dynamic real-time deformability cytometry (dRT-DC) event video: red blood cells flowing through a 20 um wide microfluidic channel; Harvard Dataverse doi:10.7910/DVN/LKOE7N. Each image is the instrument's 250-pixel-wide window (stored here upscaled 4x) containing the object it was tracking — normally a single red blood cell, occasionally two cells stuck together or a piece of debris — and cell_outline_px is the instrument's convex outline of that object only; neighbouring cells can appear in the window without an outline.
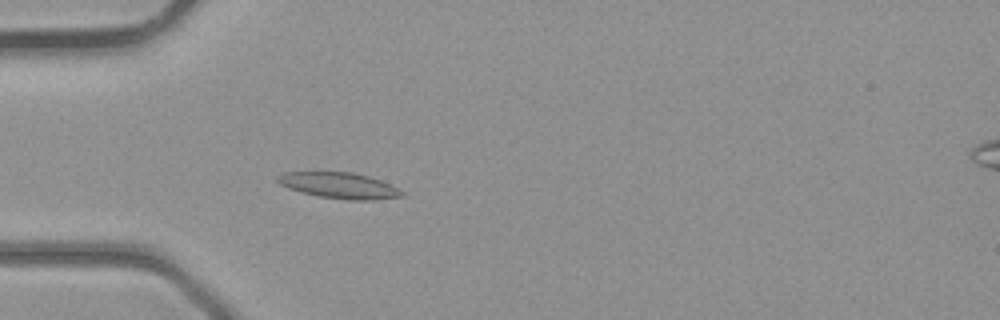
{"species": "common noctule bat (a hibernating species)", "species_latin": "Nyctalus noctula", "temperature_condition": "room temperature", "stored_images_in_passage": 40, "camera_frame_rate_fps": 3000, "um_per_image_px": 0.085, "animal": {"sex": "male", "body_mass_g": 23.1, "forearm_length_mm": 52.7}, "frame": {"image": 1, "passage_image": 12, "time_ms": 3.667, "image_size_px": [1000, 320], "cell_outline_px": [[404, 196], [376, 200], [348, 200], [320, 196], [288, 188], [280, 184], [276, 180], [276, 176], [284, 172], [352, 172], [368, 176], [380, 180], [404, 192]], "centroid_in_image_um": [28.83, 15.76], "position_along_channel_um": 56.2, "area_um2": 18.61}}
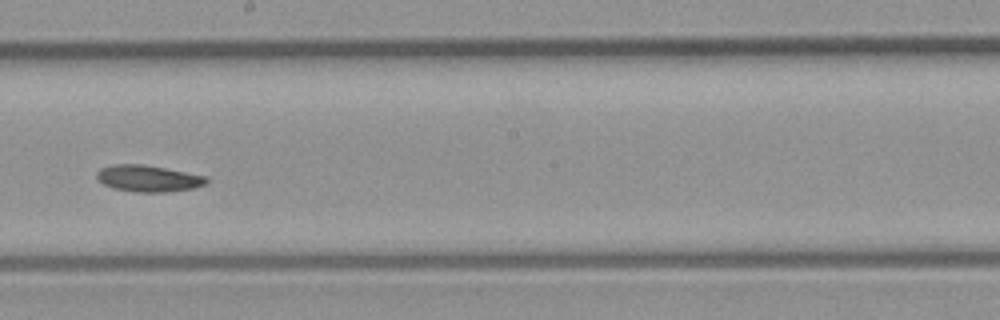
{"frame": {"image": 2, "passage_image": 23, "time_ms": 7.333, "image_size_px": [1000, 320], "cell_outline_px": [[208, 180], [204, 184], [192, 188], [168, 192], [140, 192], [112, 188], [104, 184], [96, 176], [96, 172], [100, 168], [112, 164], [144, 164], [208, 176]], "centroid_in_image_um": [12.59, 15.15], "position_along_channel_um": 235.6, "area_um2": 16.94}}
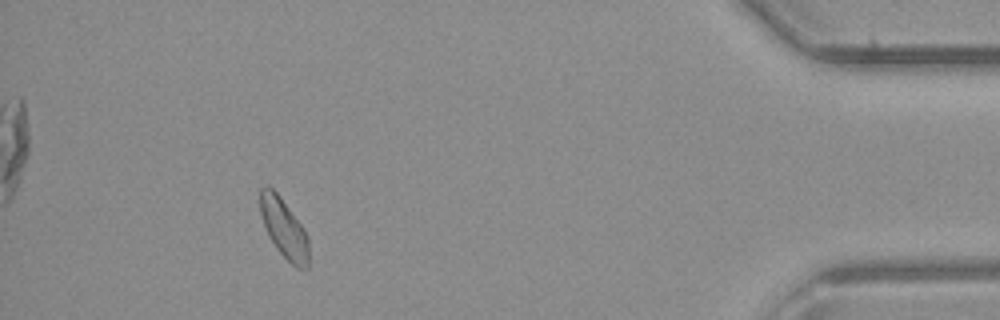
{"frame": {"image": 3, "passage_image": 37, "time_ms": 12.0, "image_size_px": [1000, 320], "cell_outline_px": [[308, 268], [296, 268], [276, 248], [268, 236], [260, 212], [260, 188], [268, 184], [280, 196], [304, 228], [308, 236]], "centroid_in_image_um": [24.13, 19.38], "position_along_channel_um": 411.1, "area_um2": 16.76}}